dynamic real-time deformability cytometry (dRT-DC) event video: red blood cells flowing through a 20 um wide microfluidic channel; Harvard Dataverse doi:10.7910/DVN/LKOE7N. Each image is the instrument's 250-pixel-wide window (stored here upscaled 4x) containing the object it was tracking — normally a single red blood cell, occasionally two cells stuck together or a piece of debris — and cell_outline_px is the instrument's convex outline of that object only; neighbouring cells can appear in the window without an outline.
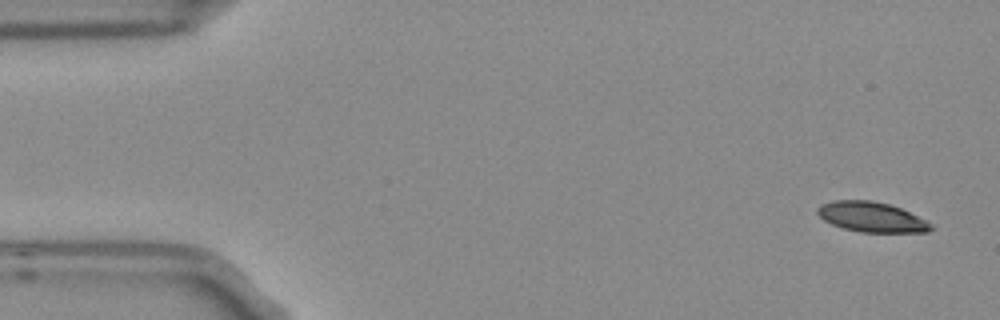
{"species": "Egyptian fruit bat (a non-hibernating species)", "species_latin": "Rousettus aegyptiacus", "temperature_condition": "room temperature", "stored_images_in_passage": 5, "camera_frame_rate_fps": 3000, "um_per_image_px": 0.085, "frame": {"image": 1, "passage_image": 1, "time_ms": 0.0, "image_size_px": [1000, 320], "cell_outline_px": [[936, 228], [928, 232], [860, 232], [844, 228], [832, 224], [824, 220], [816, 212], [816, 208], [820, 204], [832, 200], [872, 200], [888, 204], [900, 208], [932, 224]], "centroid_in_image_um": [74.06, 18.44], "position_along_channel_um": 10.9, "area_um2": 19.83}}
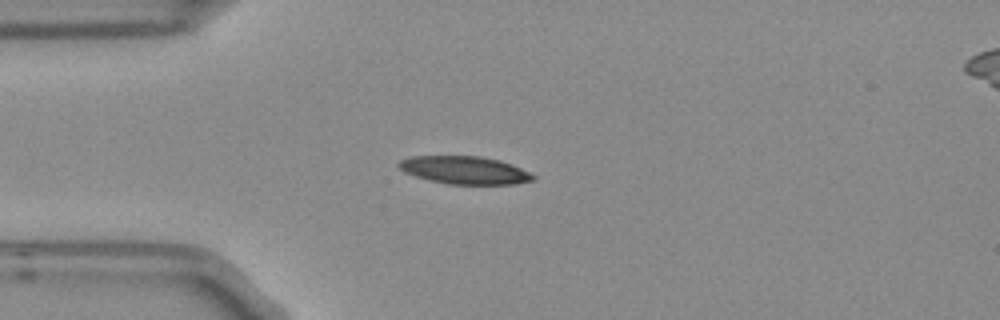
{"frame": {"image": 2, "passage_image": 4, "time_ms": 1.0, "image_size_px": [1000, 320], "cell_outline_px": [[536, 180], [516, 184], [448, 184], [428, 180], [404, 172], [396, 164], [400, 160], [412, 156], [480, 156], [500, 160], [512, 164], [536, 176]], "centroid_in_image_um": [39.5, 14.46], "position_along_channel_um": 45.5, "area_um2": 21.85}}